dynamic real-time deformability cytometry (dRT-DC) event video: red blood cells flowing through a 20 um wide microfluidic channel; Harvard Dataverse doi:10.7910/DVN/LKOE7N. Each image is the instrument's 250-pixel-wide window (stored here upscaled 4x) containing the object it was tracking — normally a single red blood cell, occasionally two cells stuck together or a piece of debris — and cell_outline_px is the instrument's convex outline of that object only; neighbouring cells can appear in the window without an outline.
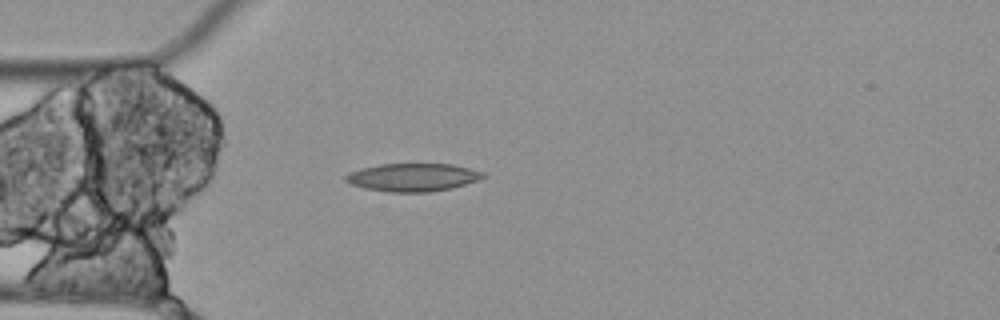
{"species": "Egyptian fruit bat (a non-hibernating species)", "species_latin": "Rousettus aegyptiacus", "temperature_condition": "cold", "stored_images_in_passage": 4, "camera_frame_rate_fps": 3000, "um_per_image_px": 0.085, "animal": {"sex": "female"}, "frame": {"image": 1, "passage_image": 4, "time_ms": 1.0, "image_size_px": [1000, 320], "cell_outline_px": [[488, 176], [452, 188], [428, 192], [388, 192], [364, 188], [348, 184], [344, 180], [344, 176], [348, 172], [360, 168], [380, 164], [452, 164], [484, 172]], "centroid_in_image_um": [35.03, 15.07], "position_along_channel_um": 50.0, "area_um2": 22.54}}